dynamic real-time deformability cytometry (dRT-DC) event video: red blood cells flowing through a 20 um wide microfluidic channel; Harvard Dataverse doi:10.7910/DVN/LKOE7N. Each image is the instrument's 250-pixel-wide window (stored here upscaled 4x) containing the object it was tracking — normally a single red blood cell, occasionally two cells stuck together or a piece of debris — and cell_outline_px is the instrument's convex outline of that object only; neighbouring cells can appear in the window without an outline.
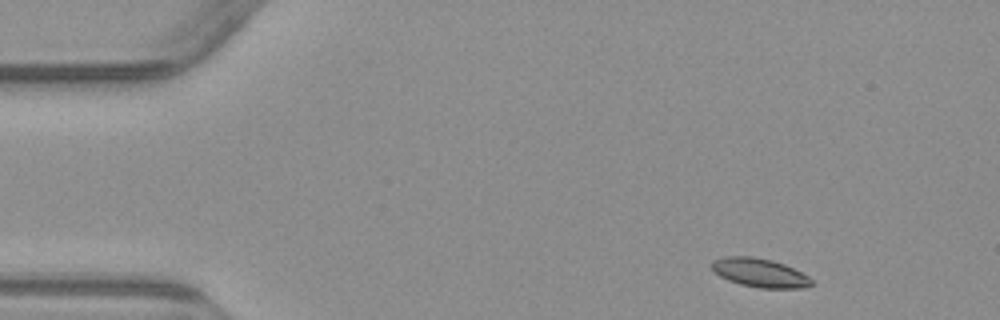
{"species": "common noctule bat (a hibernating species)", "species_latin": "Nyctalus noctula", "temperature_condition": "warm", "stored_images_in_passage": 5, "camera_frame_rate_fps": 3000, "um_per_image_px": 0.085, "animal": {"sex": "male", "body_mass_g": 23.1, "forearm_length_mm": 52.7}, "frame": {"image": 1, "passage_image": 1, "time_ms": 0.0, "image_size_px": [1000, 320], "cell_outline_px": [[812, 284], [800, 288], [760, 288], [740, 284], [728, 280], [720, 276], [712, 268], [712, 260], [724, 256], [752, 256], [772, 260], [784, 264], [808, 276], [812, 280]], "centroid_in_image_um": [64.55, 23.17], "position_along_channel_um": 20.4, "area_um2": 16.59}}
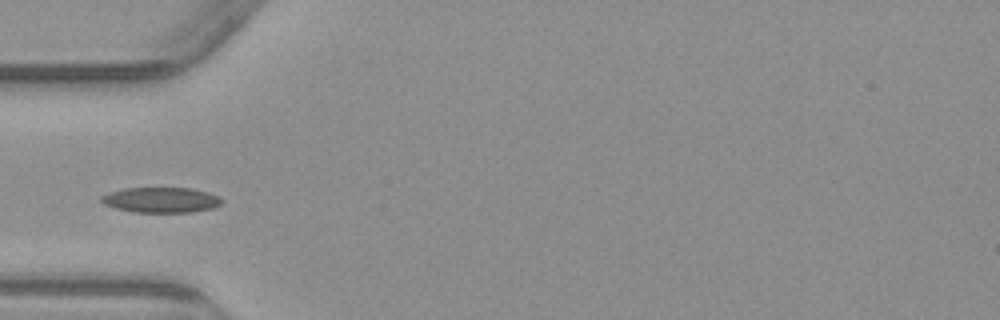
{"frame": {"image": 2, "passage_image": 4, "time_ms": 3.667, "image_size_px": [1000, 320], "cell_outline_px": [[224, 200], [220, 204], [212, 208], [192, 212], [132, 212], [116, 208], [104, 204], [100, 200], [100, 196], [108, 192], [124, 188], [192, 188], [208, 192], [220, 196]], "centroid_in_image_um": [13.69, 16.99], "position_along_channel_um": 71.3, "area_um2": 17.92}}
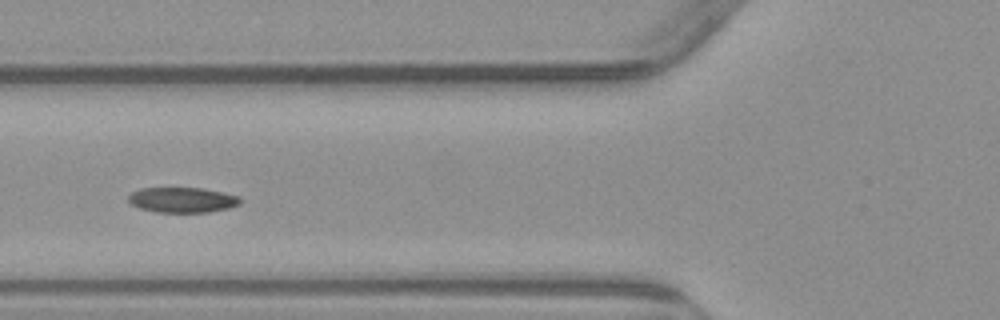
{"frame": {"image": 3, "passage_image": 5, "time_ms": 4.667, "image_size_px": [1000, 320], "cell_outline_px": [[240, 204], [228, 208], [208, 212], [156, 212], [140, 208], [132, 204], [128, 200], [128, 196], [132, 192], [140, 188], [204, 188], [224, 192], [240, 196]], "centroid_in_image_um": [15.52, 16.98], "position_along_channel_um": 110.3, "area_um2": 16.47}}